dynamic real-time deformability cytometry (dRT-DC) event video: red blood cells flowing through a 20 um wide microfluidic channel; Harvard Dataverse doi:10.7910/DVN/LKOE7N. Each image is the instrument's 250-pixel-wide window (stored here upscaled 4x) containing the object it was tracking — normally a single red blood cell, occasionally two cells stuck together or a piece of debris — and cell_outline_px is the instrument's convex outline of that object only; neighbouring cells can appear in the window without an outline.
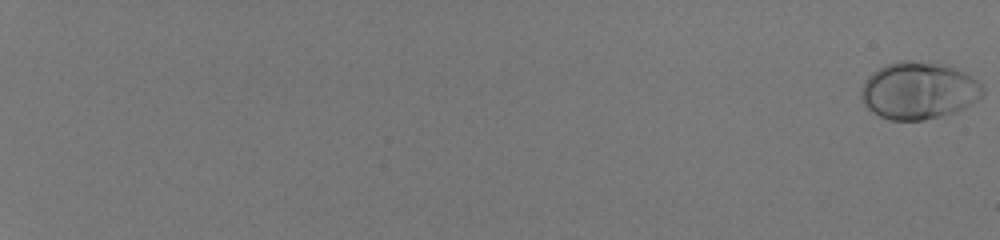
{"species": "human", "species_latin": "Homo sapiens", "temperature_condition": "room temperature", "stored_images_in_passage": 57, "camera_frame_rate_fps": 3000, "um_per_image_px": 0.085, "donor": {"sex": "male"}, "frame": {"image": 1, "passage_image": 1, "time_ms": 0.0, "image_size_px": [1000, 240], "cell_outline_px": [[984, 96], [964, 108], [956, 112], [944, 116], [924, 120], [892, 120], [880, 116], [872, 112], [860, 100], [860, 88], [868, 76], [872, 72], [884, 64], [900, 60], [908, 60], [944, 64], [956, 68], [964, 72], [976, 80], [984, 88]], "centroid_in_image_um": [78.07, 7.7], "position_along_channel_um": 6.9, "area_um2": 41.04}}
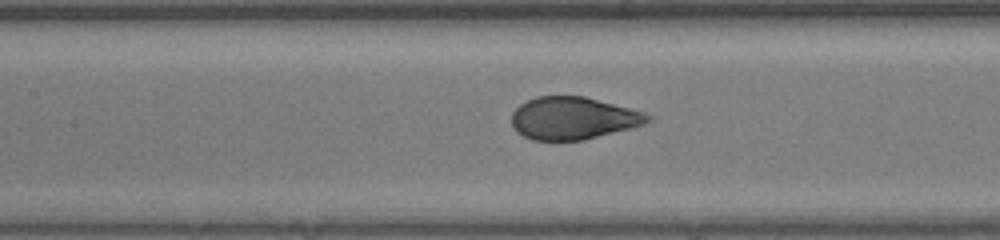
{"frame": {"image": 2, "passage_image": 34, "time_ms": 11.0, "image_size_px": [1000, 240], "cell_outline_px": [[652, 120], [644, 124], [632, 128], [584, 140], [532, 140], [516, 132], [512, 128], [512, 112], [520, 104], [536, 96], [584, 96], [644, 112], [652, 116]], "centroid_in_image_um": [48.71, 10.05], "position_along_channel_um": 158.7, "area_um2": 33.76}}
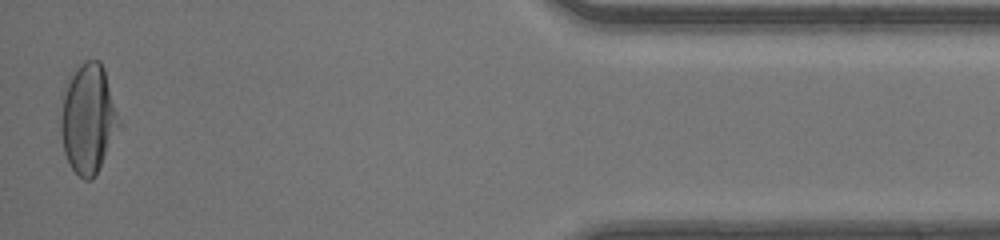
{"frame": {"image": 3, "passage_image": 57, "time_ms": 18.667, "image_size_px": [1000, 240], "cell_outline_px": [[120, 124], [92, 180], [84, 180], [68, 164], [64, 152], [60, 132], [60, 120], [64, 96], [68, 84], [76, 64], [84, 60], [100, 60], [104, 68], [120, 120]], "centroid_in_image_um": [7.48, 10.06], "position_along_channel_um": 427.7, "area_um2": 36.47}, "authors_computed_cell_mechanics": {"area_um2": 36.3562, "velocity_mm_per_s": 4.1363, "shape_relaxation_time_tau1_ms": 3.0633, "shape_relaxation_time_tau2_ms": null, "deformation_change_tau1": 0.1775, "deformation_change_tau2": null}}